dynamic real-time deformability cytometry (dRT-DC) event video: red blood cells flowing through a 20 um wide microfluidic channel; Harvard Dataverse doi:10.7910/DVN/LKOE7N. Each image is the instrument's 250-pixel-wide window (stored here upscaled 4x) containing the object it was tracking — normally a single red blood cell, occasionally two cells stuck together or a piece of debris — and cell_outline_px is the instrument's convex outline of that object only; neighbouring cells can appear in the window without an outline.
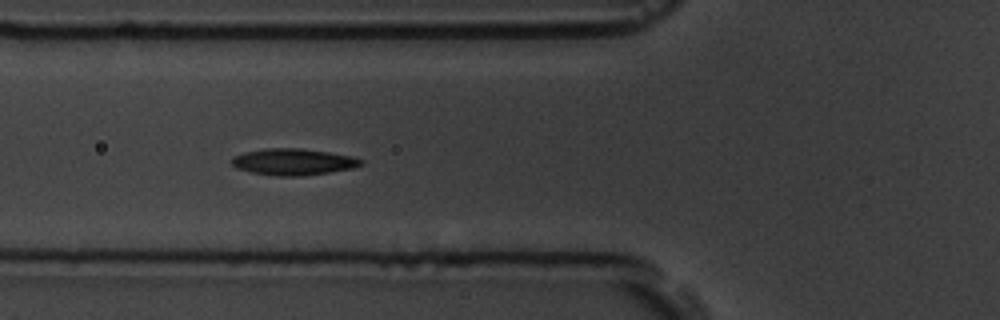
{"species": "common noctule bat (a hibernating species)", "species_latin": "Nyctalus noctula", "temperature_condition": "room temperature", "stored_images_in_passage": 9, "camera_frame_rate_fps": 3000, "um_per_image_px": 0.085, "animal": {"sex": "male", "body_mass_g": 19.5, "forearm_length_mm": 54.6}, "frame": {"image": 1, "passage_image": 6, "time_ms": 5.667, "image_size_px": [1000, 320], "cell_outline_px": [[364, 164], [352, 168], [304, 176], [276, 176], [252, 172], [236, 168], [228, 160], [232, 156], [244, 152], [264, 148], [300, 148], [328, 152], [352, 156], [364, 160]], "centroid_in_image_um": [24.89, 13.75], "position_along_channel_um": 100.9, "area_um2": 20.11}}
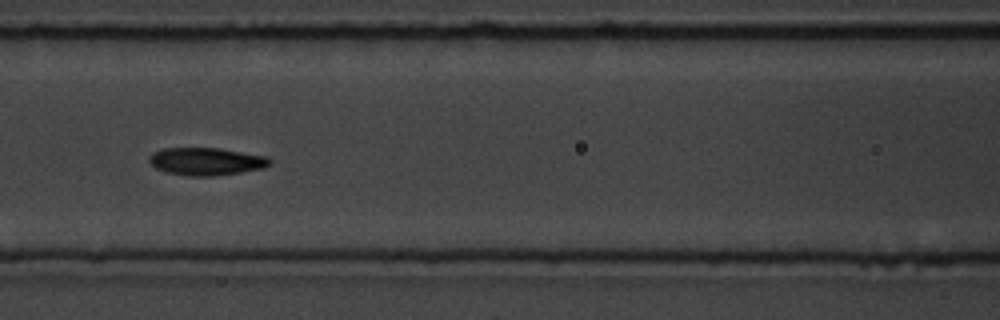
{"frame": {"image": 2, "passage_image": 7, "time_ms": 7.0, "image_size_px": [1000, 320], "cell_outline_px": [[272, 164], [264, 168], [240, 172], [212, 176], [188, 176], [168, 172], [156, 168], [148, 160], [148, 156], [152, 152], [164, 148], [220, 148], [268, 156], [272, 160]], "centroid_in_image_um": [17.56, 13.71], "position_along_channel_um": 149.0, "area_um2": 19.54}}
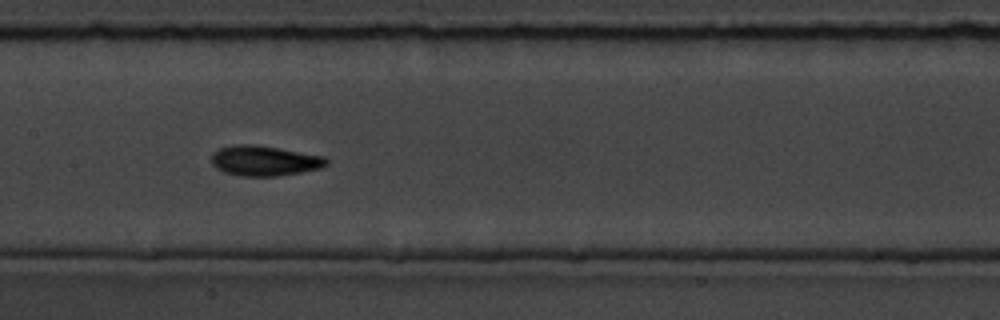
{"frame": {"image": 3, "passage_image": 8, "time_ms": 8.0, "image_size_px": [1000, 320], "cell_outline_px": [[328, 164], [320, 168], [300, 172], [276, 176], [240, 176], [224, 172], [216, 168], [212, 164], [212, 152], [220, 148], [232, 144], [256, 144], [280, 148], [324, 156], [328, 160]], "centroid_in_image_um": [22.45, 13.65], "position_along_channel_um": 184.9, "area_um2": 20.35}}